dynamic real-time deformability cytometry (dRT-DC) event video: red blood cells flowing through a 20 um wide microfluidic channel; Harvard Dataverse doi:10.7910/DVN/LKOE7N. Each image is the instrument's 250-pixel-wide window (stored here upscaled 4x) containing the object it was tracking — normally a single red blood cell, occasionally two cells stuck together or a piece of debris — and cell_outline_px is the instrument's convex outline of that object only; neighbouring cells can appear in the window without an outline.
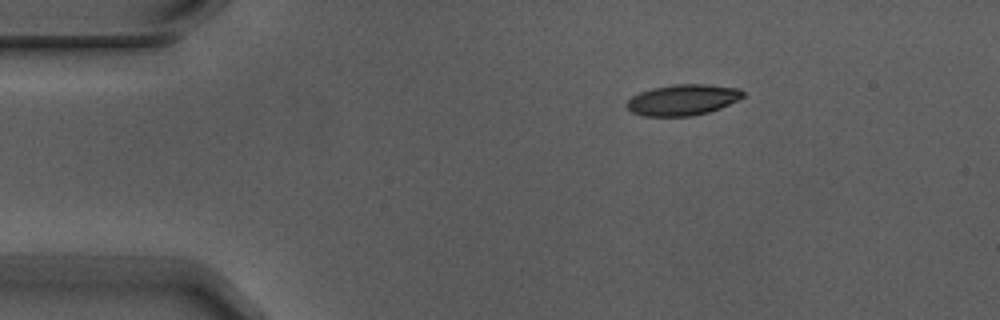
{"species": "Egyptian fruit bat (a non-hibernating species)", "species_latin": "Rousettus aegyptiacus", "temperature_condition": "warm", "stored_images_in_passage": 3, "camera_frame_rate_fps": 3000, "um_per_image_px": 0.085, "animal": {"sex": "male"}, "frame": {"image": 1, "passage_image": 1, "time_ms": 0.0, "image_size_px": [1000, 320], "cell_outline_px": [[744, 96], [720, 108], [708, 112], [692, 116], [644, 116], [632, 112], [624, 104], [632, 96], [640, 92], [652, 88], [672, 84], [704, 84], [740, 88], [744, 92]], "centroid_in_image_um": [58.01, 8.48], "position_along_channel_um": 27.0, "area_um2": 20.92}}